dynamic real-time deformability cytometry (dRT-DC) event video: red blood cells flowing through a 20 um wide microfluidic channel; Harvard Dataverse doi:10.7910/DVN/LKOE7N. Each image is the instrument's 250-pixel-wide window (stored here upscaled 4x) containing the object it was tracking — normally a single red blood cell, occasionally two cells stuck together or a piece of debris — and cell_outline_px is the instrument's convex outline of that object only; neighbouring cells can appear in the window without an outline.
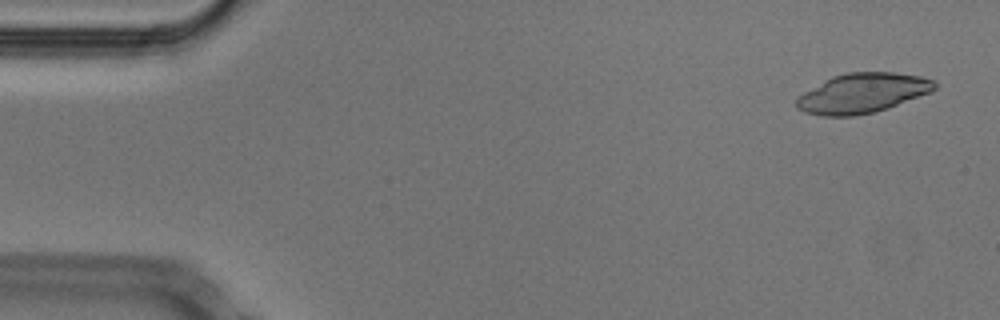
{"species": "Egyptian fruit bat (a non-hibernating species)", "species_latin": "Rousettus aegyptiacus", "temperature_condition": "cold", "stored_images_in_passage": 51, "camera_frame_rate_fps": 3000, "um_per_image_px": 0.085, "animal": {"sex": "male"}, "frame": {"image": 1, "passage_image": 2, "time_ms": 0.333, "image_size_px": [1000, 320], "cell_outline_px": [[936, 88], [932, 92], [888, 108], [856, 116], [820, 116], [804, 112], [796, 108], [796, 100], [804, 92], [824, 80], [832, 76], [848, 72], [892, 72], [920, 76], [932, 80], [936, 84]], "centroid_in_image_um": [73.3, 7.92], "position_along_channel_um": 11.7, "area_um2": 31.96}}